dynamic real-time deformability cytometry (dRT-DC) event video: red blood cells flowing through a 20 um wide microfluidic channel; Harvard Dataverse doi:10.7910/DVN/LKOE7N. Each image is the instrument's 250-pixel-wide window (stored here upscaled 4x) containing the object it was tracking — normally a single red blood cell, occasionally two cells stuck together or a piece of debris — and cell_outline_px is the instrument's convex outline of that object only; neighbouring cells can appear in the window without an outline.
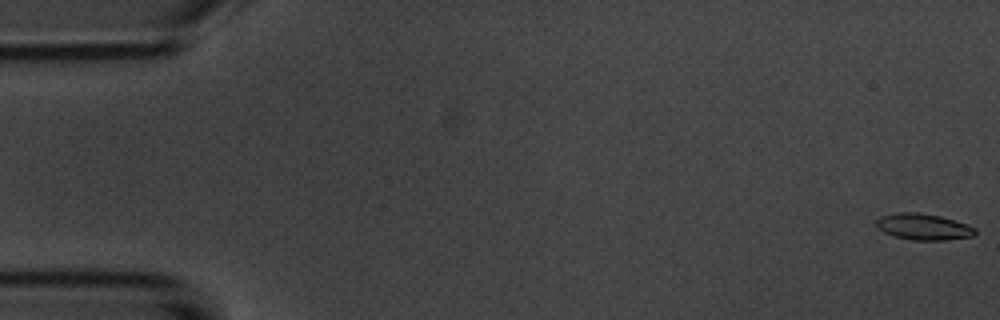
{"species": "common noctule bat (a hibernating species)", "species_latin": "Nyctalus noctula", "temperature_condition": "room temperature", "stored_images_in_passage": 55, "camera_frame_rate_fps": 3000, "um_per_image_px": 0.085, "animal": {"sex": "male", "body_mass_g": 20.1, "forearm_length_mm": 53.5}, "frame": {"image": 1, "passage_image": 1, "time_ms": 0.0, "image_size_px": [1000, 320], "cell_outline_px": [[976, 236], [944, 240], [912, 240], [892, 236], [884, 232], [876, 224], [876, 220], [880, 216], [896, 212], [920, 212], [940, 216], [976, 228]], "centroid_in_image_um": [78.48, 19.28], "position_along_channel_um": 6.5, "area_um2": 15.14}}
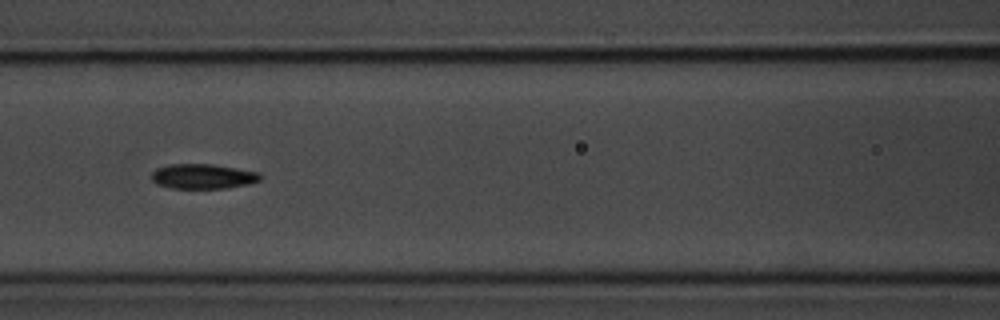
{"frame": {"image": 2, "passage_image": 24, "time_ms": 7.667, "image_size_px": [1000, 320], "cell_outline_px": [[260, 180], [248, 184], [228, 188], [172, 188], [156, 184], [152, 180], [152, 172], [156, 168], [168, 164], [212, 164], [260, 172]], "centroid_in_image_um": [17.23, 14.98], "position_along_channel_um": 149.4, "area_um2": 15.78}}
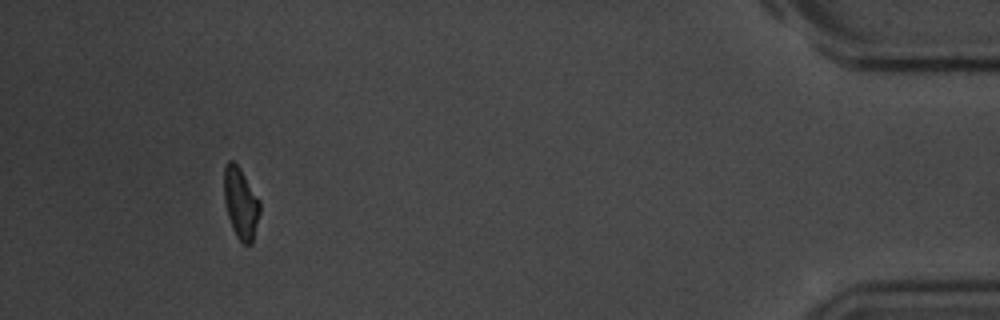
{"frame": {"image": 3, "passage_image": 51, "time_ms": 16.667, "image_size_px": [1000, 320], "cell_outline_px": [[260, 212], [252, 244], [244, 244], [236, 236], [232, 228], [228, 216], [224, 200], [224, 168], [228, 160], [232, 160], [240, 168], [260, 200]], "centroid_in_image_um": [20.46, 17.27], "position_along_channel_um": 414.7, "area_um2": 14.85}, "authors_computed_cell_mechanics": {"area_um2": 15.6638, "velocity_mm_per_s": 3.694, "shape_relaxation_time_tau1_ms": 2.6296, "shape_relaxation_time_tau2_ms": 3.2592, "deformation_change_tau1": 0.1239, "deformation_change_tau2": 0.0946}}